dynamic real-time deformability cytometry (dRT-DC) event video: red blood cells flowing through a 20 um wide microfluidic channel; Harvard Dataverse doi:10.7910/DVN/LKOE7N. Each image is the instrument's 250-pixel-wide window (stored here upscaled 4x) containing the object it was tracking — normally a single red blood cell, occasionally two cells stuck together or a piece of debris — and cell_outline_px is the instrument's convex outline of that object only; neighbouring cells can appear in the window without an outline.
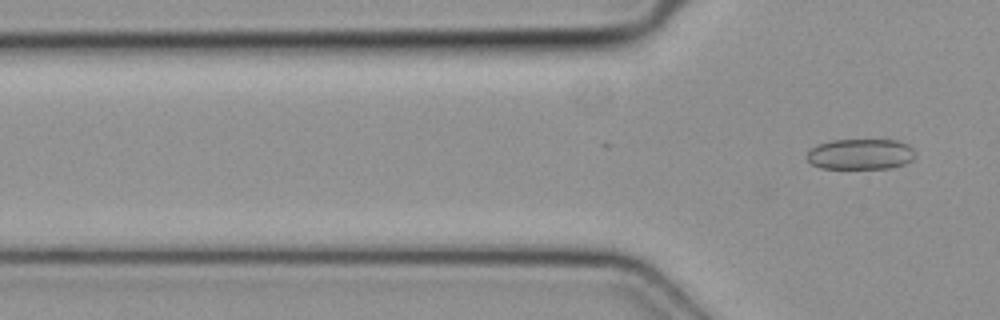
{"species": "common noctule bat (a hibernating species)", "species_latin": "Nyctalus noctula", "temperature_condition": "cold", "stored_images_in_passage": 7, "camera_frame_rate_fps": 3000, "um_per_image_px": 0.085, "animal": {"sex": "female", "body_mass_g": 19.3, "forearm_length_mm": 54.1}, "frame": {"image": 1, "passage_image": 7, "time_ms": 2.0, "image_size_px": [1000, 320], "cell_outline_px": [[912, 160], [904, 164], [892, 168], [820, 168], [812, 164], [808, 160], [808, 152], [816, 144], [832, 140], [896, 140], [908, 144], [912, 148]], "centroid_in_image_um": [73.12, 13.1], "position_along_channel_um": 52.7, "area_um2": 19.19}}